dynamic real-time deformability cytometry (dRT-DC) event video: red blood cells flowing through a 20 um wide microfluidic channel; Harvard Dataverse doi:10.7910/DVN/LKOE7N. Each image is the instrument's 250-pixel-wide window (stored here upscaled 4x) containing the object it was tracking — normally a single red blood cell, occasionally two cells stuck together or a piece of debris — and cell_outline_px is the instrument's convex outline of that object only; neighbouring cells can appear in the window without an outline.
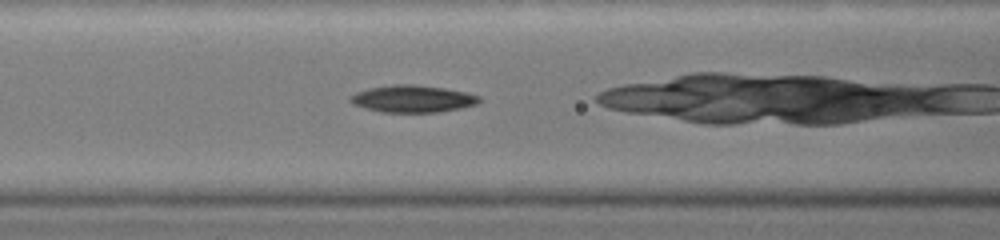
{"species": "common noctule bat (a hibernating species)", "species_latin": "Nyctalus noctula", "temperature_condition": "warm", "stored_images_in_passage": 21, "camera_frame_rate_fps": 3000, "um_per_image_px": 0.085, "animal": {"sex": "female", "body_mass_g": 19.0, "forearm_length_mm": 51.5}, "frame": {"image": 1, "passage_image": 11, "time_ms": 3.667, "image_size_px": [1000, 240], "cell_outline_px": [[480, 100], [476, 104], [460, 108], [436, 112], [380, 112], [364, 108], [352, 104], [348, 100], [348, 96], [356, 92], [368, 88], [392, 84], [416, 84], [444, 88], [464, 92], [480, 96]], "centroid_in_image_um": [35.0, 8.39], "position_along_channel_um": 131.6, "area_um2": 20.46}}
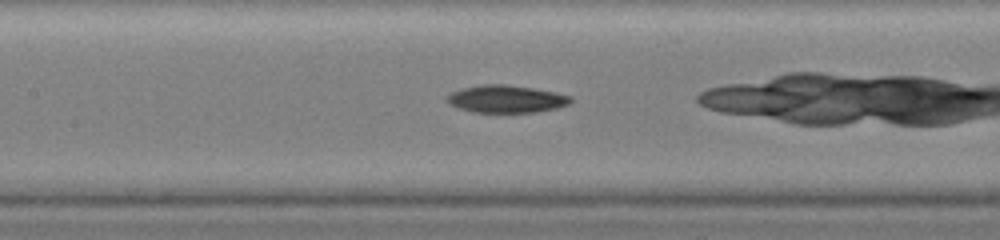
{"frame": {"image": 2, "passage_image": 13, "time_ms": 4.333, "image_size_px": [1000, 240], "cell_outline_px": [[572, 100], [568, 104], [556, 108], [536, 112], [472, 112], [448, 104], [444, 100], [452, 92], [460, 88], [480, 84], [508, 84], [556, 92], [572, 96]], "centroid_in_image_um": [43.0, 8.4], "position_along_channel_um": 164.4, "area_um2": 19.94}}
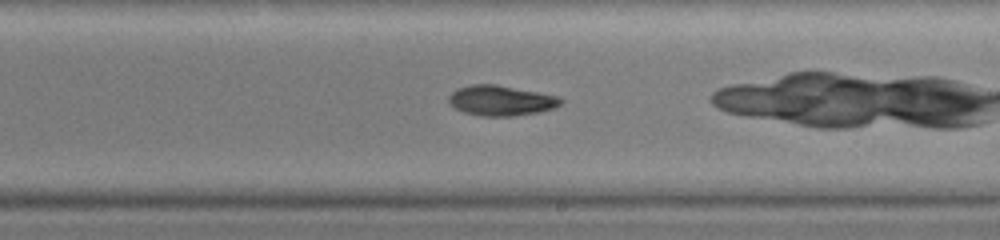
{"frame": {"image": 3, "passage_image": 18, "time_ms": 6.0, "image_size_px": [1000, 240], "cell_outline_px": [[564, 100], [560, 104], [552, 108], [540, 112], [512, 116], [480, 116], [464, 112], [448, 104], [448, 96], [456, 88], [472, 84], [496, 84], [560, 96]], "centroid_in_image_um": [42.56, 8.54], "position_along_channel_um": 246.4, "area_um2": 19.88}}